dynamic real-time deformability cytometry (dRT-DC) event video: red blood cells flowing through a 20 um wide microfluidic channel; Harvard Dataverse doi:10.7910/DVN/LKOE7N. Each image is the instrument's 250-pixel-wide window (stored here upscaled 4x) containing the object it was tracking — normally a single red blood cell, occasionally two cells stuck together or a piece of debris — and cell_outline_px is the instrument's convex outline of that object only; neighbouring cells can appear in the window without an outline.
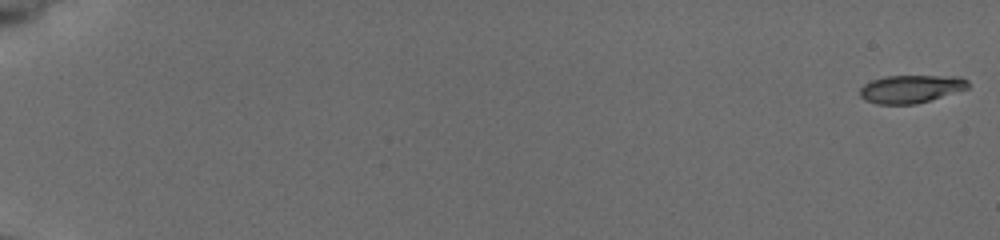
{"species": "common noctule bat (a hibernating species)", "species_latin": "Nyctalus noctula", "temperature_condition": "cold", "stored_images_in_passage": 57, "camera_frame_rate_fps": 3000, "um_per_image_px": 0.085, "animal": {"sex": "female", "body_mass_g": 19.5, "forearm_length_mm": 54.1}, "frame": {"image": 1, "passage_image": 1, "time_ms": 0.0, "image_size_px": [1000, 240], "cell_outline_px": [[968, 88], [916, 104], [876, 104], [864, 100], [860, 96], [860, 88], [864, 84], [872, 80], [884, 76], [960, 76], [968, 80]], "centroid_in_image_um": [77.39, 7.55], "position_along_channel_um": 7.6, "area_um2": 17.57}}
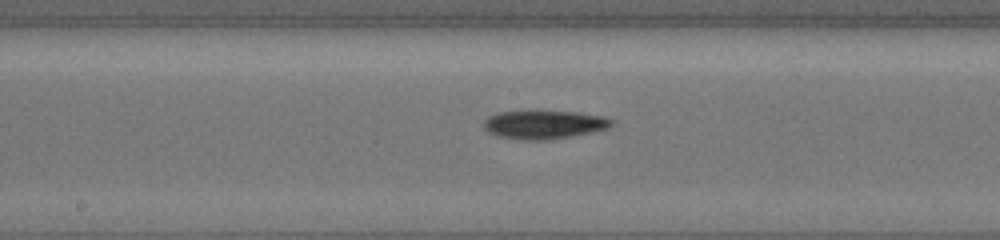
{"frame": {"image": 2, "passage_image": 33, "time_ms": 10.667, "image_size_px": [1000, 240], "cell_outline_px": [[612, 124], [608, 128], [592, 132], [572, 136], [548, 140], [520, 140], [496, 136], [488, 132], [484, 128], [484, 120], [488, 116], [500, 112], [576, 112], [604, 116], [612, 120]], "centroid_in_image_um": [46.22, 10.61], "position_along_channel_um": 202.0, "area_um2": 21.04}}
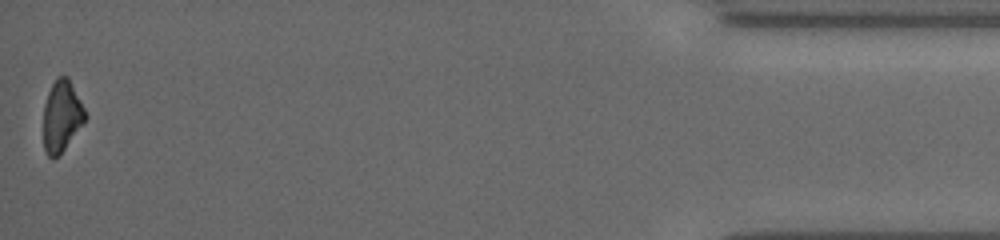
{"frame": {"image": 3, "passage_image": 57, "time_ms": 18.667, "image_size_px": [1000, 240], "cell_outline_px": [[88, 116], [64, 148], [52, 160], [48, 156], [44, 148], [44, 104], [48, 92], [56, 76], [68, 76]], "centroid_in_image_um": [5.23, 9.83], "position_along_channel_um": 430.0, "area_um2": 17.05}, "authors_computed_cell_mechanics": {"area_um2": 19.0162, "velocity_mm_per_s": 3.7834, "shape_relaxation_time_tau1_ms": 4.9259, "shape_relaxation_time_tau2_ms": null, "deformation_change_tau1": 0.1428, "deformation_change_tau2": null}}